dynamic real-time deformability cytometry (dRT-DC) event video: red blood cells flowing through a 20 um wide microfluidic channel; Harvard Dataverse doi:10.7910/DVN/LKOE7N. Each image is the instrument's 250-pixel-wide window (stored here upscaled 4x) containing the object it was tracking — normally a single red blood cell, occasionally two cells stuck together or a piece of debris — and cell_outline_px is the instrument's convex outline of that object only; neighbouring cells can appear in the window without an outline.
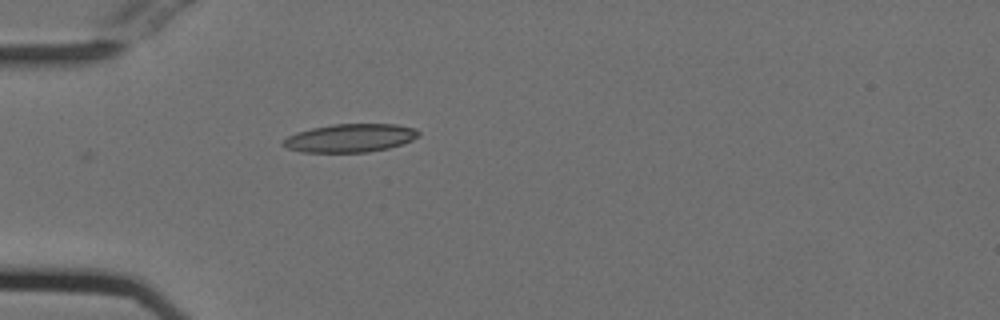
{"species": "Egyptian fruit bat (a non-hibernating species)", "species_latin": "Rousettus aegyptiacus", "temperature_condition": "cold", "stored_images_in_passage": 40, "camera_frame_rate_fps": 3000, "um_per_image_px": 0.085, "animal": {"sex": "female"}, "frame": {"image": 1, "passage_image": 1, "time_ms": 0.0, "image_size_px": [1000, 320], "cell_outline_px": [[420, 136], [412, 140], [388, 148], [368, 152], [304, 152], [288, 148], [280, 144], [288, 136], [296, 132], [312, 128], [332, 124], [396, 124], [416, 128], [420, 132]], "centroid_in_image_um": [29.78, 11.72], "position_along_channel_um": 55.2, "area_um2": 22.31}}
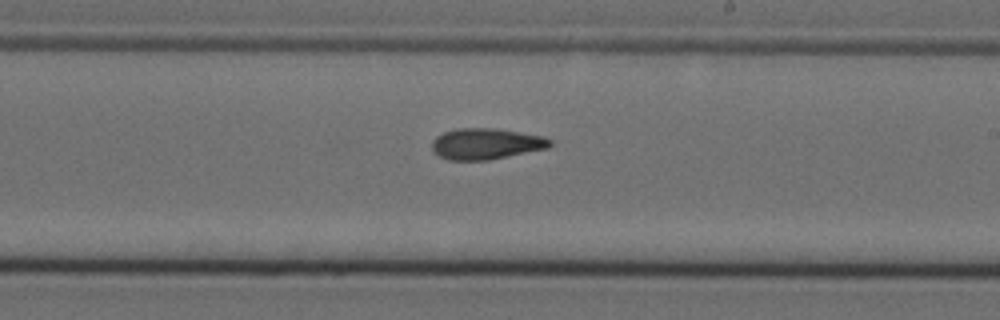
{"frame": {"image": 2, "passage_image": 17, "time_ms": 5.333, "image_size_px": [1000, 320], "cell_outline_px": [[552, 144], [548, 148], [488, 160], [448, 160], [432, 152], [432, 140], [436, 136], [444, 132], [456, 128], [492, 128], [544, 136], [552, 140]], "centroid_in_image_um": [41.29, 12.22], "position_along_channel_um": 247.7, "area_um2": 21.39}}
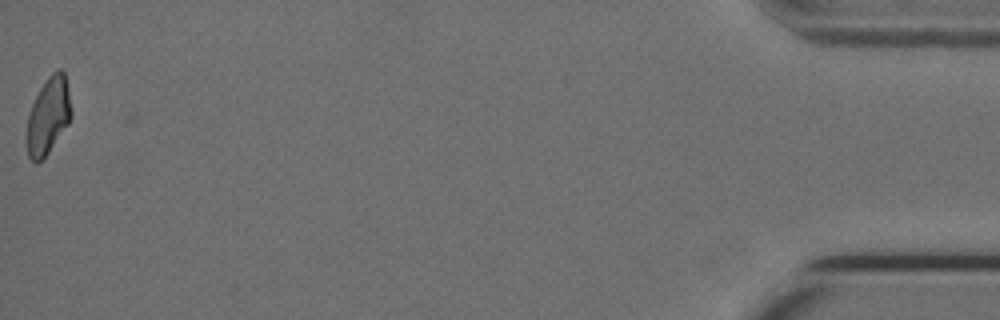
{"frame": {"image": 3, "passage_image": 39, "time_ms": 12.667, "image_size_px": [1000, 320], "cell_outline_px": [[72, 116], [68, 124], [48, 152], [36, 164], [28, 156], [24, 140], [28, 116], [32, 104], [40, 88], [48, 76], [56, 68], [60, 68], [64, 72], [68, 88], [72, 108]], "centroid_in_image_um": [4.08, 9.84], "position_along_channel_um": 431.1, "area_um2": 20.17}, "authors_computed_cell_mechanics": {"area_um2": 20.7791, "velocity_mm_per_s": 3.7723, "shape_relaxation_time_tau1_ms": null, "shape_relaxation_time_tau2_ms": 4.6354, "deformation_change_tau1": null, "deformation_change_tau2": 0.1195}}